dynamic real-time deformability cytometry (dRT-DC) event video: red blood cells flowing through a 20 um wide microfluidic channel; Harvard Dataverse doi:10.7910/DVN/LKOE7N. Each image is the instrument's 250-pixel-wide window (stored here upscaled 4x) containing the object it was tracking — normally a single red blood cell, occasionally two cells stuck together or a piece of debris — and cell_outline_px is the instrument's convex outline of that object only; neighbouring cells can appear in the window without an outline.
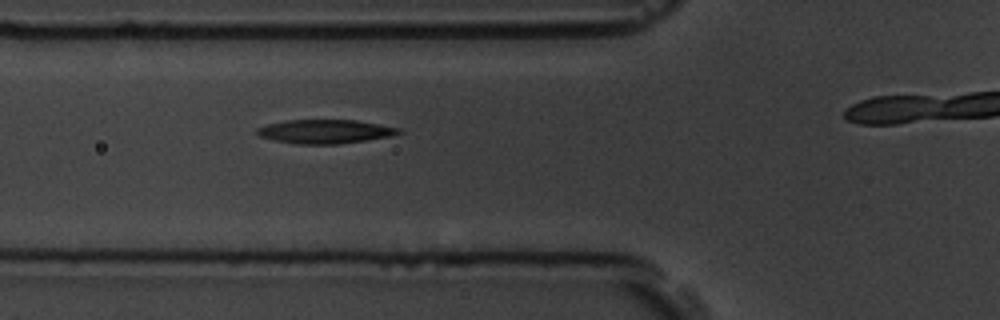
{"species": "common noctule bat (a hibernating species)", "species_latin": "Nyctalus noctula", "temperature_condition": "room temperature", "stored_images_in_passage": 6, "camera_frame_rate_fps": 3000, "um_per_image_px": 0.085, "animal": {"sex": "male", "body_mass_g": 19.5, "forearm_length_mm": 54.6}, "frame": {"image": 1, "passage_image": 5, "time_ms": 5.333, "image_size_px": [1000, 320], "cell_outline_px": [[404, 132], [388, 136], [340, 144], [296, 144], [276, 140], [260, 136], [256, 132], [256, 128], [268, 124], [284, 120], [356, 120], [400, 128]], "centroid_in_image_um": [27.62, 11.17], "position_along_channel_um": 98.2, "area_um2": 19.54}}